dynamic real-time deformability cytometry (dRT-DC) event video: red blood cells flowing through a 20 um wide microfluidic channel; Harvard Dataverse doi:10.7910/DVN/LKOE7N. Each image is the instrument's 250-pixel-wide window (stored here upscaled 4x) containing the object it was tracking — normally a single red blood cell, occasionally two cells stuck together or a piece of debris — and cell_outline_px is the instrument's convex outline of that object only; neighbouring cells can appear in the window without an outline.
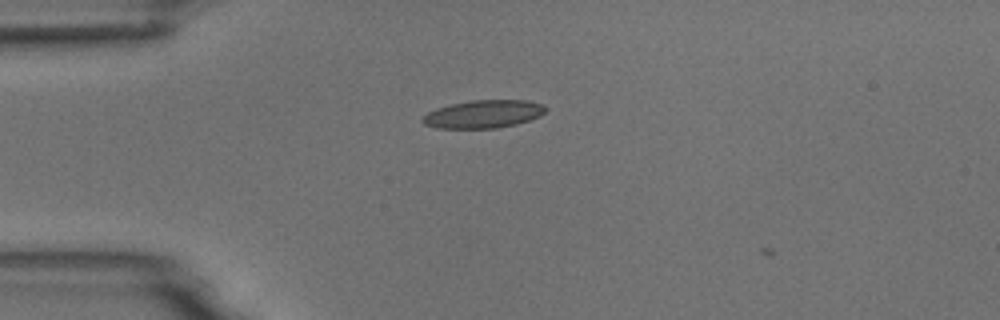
{"species": "common noctule bat (a hibernating species)", "species_latin": "Nyctalus noctula", "temperature_condition": "room temperature", "stored_images_in_passage": 3, "camera_frame_rate_fps": 3000, "um_per_image_px": 0.085, "animal": {"sex": "male", "body_mass_g": 18.8}, "frame": {"image": 1, "passage_image": 1, "time_ms": 0.0, "image_size_px": [1000, 320], "cell_outline_px": [[548, 108], [540, 116], [516, 124], [496, 128], [436, 128], [424, 124], [420, 120], [428, 112], [436, 108], [452, 104], [472, 100], [528, 100], [544, 104]], "centroid_in_image_um": [41.11, 9.69], "position_along_channel_um": 43.9, "area_um2": 20.06}}